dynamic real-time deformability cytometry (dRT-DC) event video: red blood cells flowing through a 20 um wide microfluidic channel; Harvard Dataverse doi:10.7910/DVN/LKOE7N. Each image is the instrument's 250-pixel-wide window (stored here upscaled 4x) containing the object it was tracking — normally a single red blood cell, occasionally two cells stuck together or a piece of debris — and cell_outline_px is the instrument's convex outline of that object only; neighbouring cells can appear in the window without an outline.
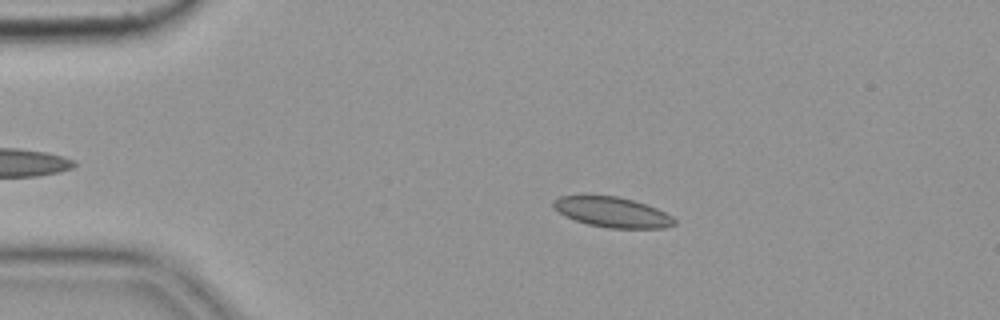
{"species": "common noctule bat (a hibernating species)", "species_latin": "Nyctalus noctula", "temperature_condition": "cold", "stored_images_in_passage": 48, "camera_frame_rate_fps": 3000, "um_per_image_px": 0.085, "animal": {"sex": "female", "body_mass_g": 19.9}, "frame": {"image": 1, "passage_image": 11, "time_ms": 3.333, "image_size_px": [1000, 320], "cell_outline_px": [[676, 224], [664, 228], [608, 228], [588, 224], [564, 216], [552, 208], [552, 200], [560, 196], [580, 192], [584, 192], [616, 196], [632, 200], [656, 208], [672, 216], [676, 220]], "centroid_in_image_um": [51.93, 17.98], "position_along_channel_um": 33.1, "area_um2": 22.08}}
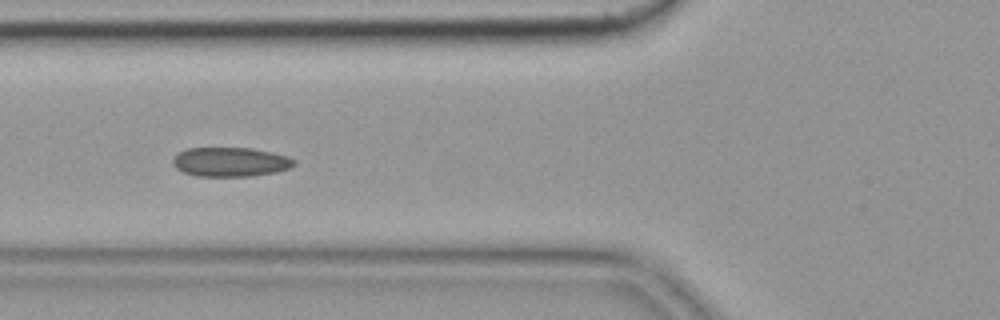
{"frame": {"image": 2, "passage_image": 21, "time_ms": 6.667, "image_size_px": [1000, 320], "cell_outline_px": [[296, 164], [288, 168], [276, 172], [252, 176], [196, 176], [184, 172], [176, 168], [172, 164], [172, 160], [180, 152], [188, 148], [252, 148], [272, 152], [288, 156], [296, 160]], "centroid_in_image_um": [19.61, 13.76], "position_along_channel_um": 106.2, "area_um2": 20.69}}
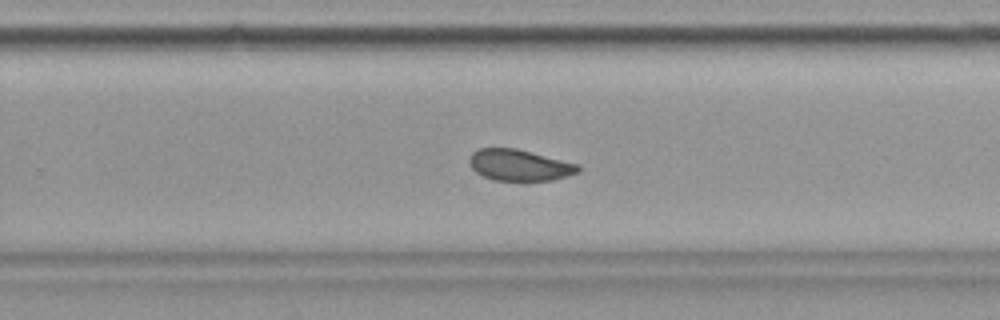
{"frame": {"image": 3, "passage_image": 36, "time_ms": 11.667, "image_size_px": [1000, 320], "cell_outline_px": [[580, 172], [568, 176], [552, 180], [496, 180], [484, 176], [476, 172], [472, 168], [468, 160], [472, 152], [480, 148], [516, 148], [580, 164]], "centroid_in_image_um": [44.18, 14.03], "position_along_channel_um": 285.6, "area_um2": 19.83}, "authors_computed_cell_mechanics": {"area_um2": 20.6346, "velocity_mm_per_s": 3.5996, "shape_relaxation_time_tau1_ms": null, "shape_relaxation_time_tau2_ms": 2.3986, "deformation_change_tau1": null, "deformation_change_tau2": 0.0532}}